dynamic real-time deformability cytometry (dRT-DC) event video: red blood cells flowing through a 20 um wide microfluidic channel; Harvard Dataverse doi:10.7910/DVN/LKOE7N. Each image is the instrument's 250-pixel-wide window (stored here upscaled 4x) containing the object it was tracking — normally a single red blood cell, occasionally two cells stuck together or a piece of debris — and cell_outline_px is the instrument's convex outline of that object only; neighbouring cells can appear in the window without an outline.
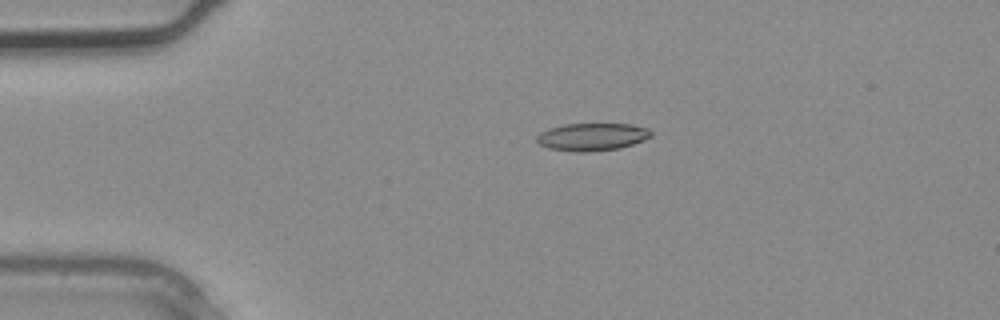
{"species": "common noctule bat (a hibernating species)", "species_latin": "Nyctalus noctula", "temperature_condition": "warm", "stored_images_in_passage": 3, "camera_frame_rate_fps": 3000, "um_per_image_px": 0.085, "animal": {"sex": "male", "body_mass_g": 20.4}, "frame": {"image": 1, "passage_image": 2, "time_ms": 0.333, "image_size_px": [1000, 320], "cell_outline_px": [[652, 136], [644, 140], [620, 148], [588, 152], [576, 152], [548, 148], [540, 144], [536, 140], [536, 136], [540, 132], [548, 128], [564, 124], [632, 124], [648, 128], [652, 132]], "centroid_in_image_um": [50.33, 11.63], "position_along_channel_um": 34.7, "area_um2": 18.5}}